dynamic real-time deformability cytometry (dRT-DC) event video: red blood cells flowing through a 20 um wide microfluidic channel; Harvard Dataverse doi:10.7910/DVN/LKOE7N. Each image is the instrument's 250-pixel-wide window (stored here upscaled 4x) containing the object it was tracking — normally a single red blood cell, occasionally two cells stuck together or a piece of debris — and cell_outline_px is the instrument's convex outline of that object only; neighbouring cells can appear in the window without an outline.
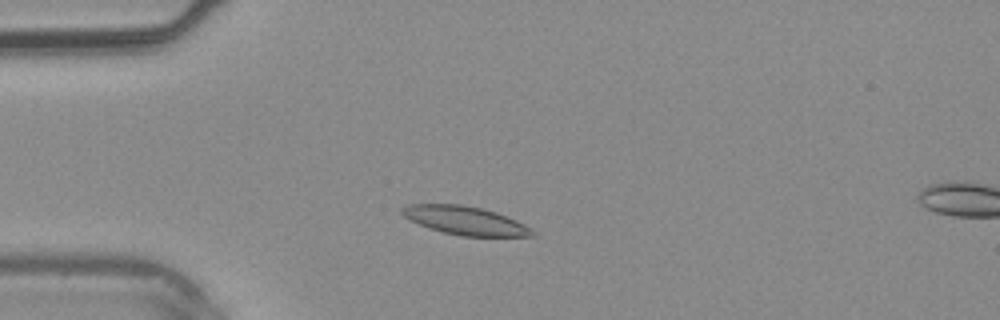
{"species": "common noctule bat (a hibernating species)", "species_latin": "Nyctalus noctula", "temperature_condition": "warm", "stored_images_in_passage": 6, "camera_frame_rate_fps": 3000, "um_per_image_px": 0.085, "animal": {"sex": "male", "body_mass_g": 20.4}, "frame": {"image": 1, "passage_image": 4, "time_ms": 1.0, "image_size_px": [1000, 320], "cell_outline_px": [[536, 236], [460, 236], [444, 232], [408, 220], [400, 212], [400, 208], [408, 204], [460, 204], [480, 208], [496, 212], [516, 220], [524, 224], [536, 232]], "centroid_in_image_um": [39.53, 18.74], "position_along_channel_um": 45.5, "area_um2": 21.5}}